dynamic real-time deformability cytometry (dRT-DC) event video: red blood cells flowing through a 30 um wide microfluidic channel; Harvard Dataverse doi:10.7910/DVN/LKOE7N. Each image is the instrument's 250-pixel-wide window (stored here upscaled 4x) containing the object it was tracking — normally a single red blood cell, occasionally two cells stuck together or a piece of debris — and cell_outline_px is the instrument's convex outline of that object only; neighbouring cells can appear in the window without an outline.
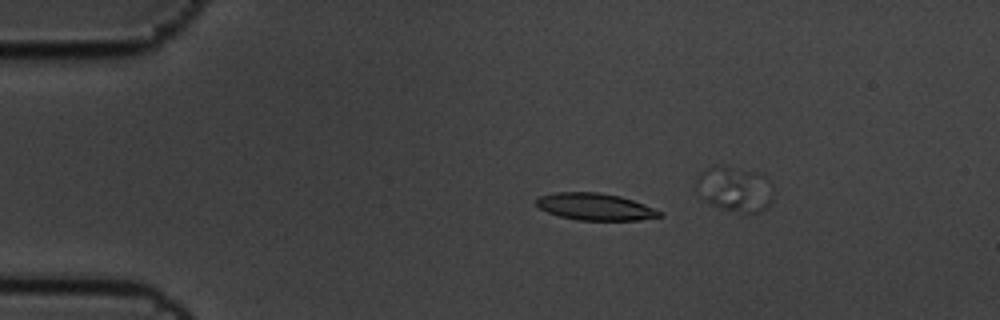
{"species": "common noctule bat (a hibernating species)", "species_latin": "Nyctalus noctula", "temperature_condition": "cold", "stored_images_in_passage": 6, "camera_frame_rate_fps": 3000, "um_per_image_px": 0.085, "animal": {"sex": "male", "body_mass_g": 19.5, "forearm_length_mm": 54.6}, "frame": {"image": 1, "passage_image": 4, "time_ms": 1.0, "image_size_px": [1000, 320], "cell_outline_px": [[664, 216], [636, 220], [576, 220], [560, 216], [548, 212], [540, 208], [536, 204], [536, 200], [540, 196], [556, 192], [596, 192], [620, 196], [644, 204], [664, 212]], "centroid_in_image_um": [50.62, 17.57], "position_along_channel_um": 34.4, "area_um2": 19.31}}